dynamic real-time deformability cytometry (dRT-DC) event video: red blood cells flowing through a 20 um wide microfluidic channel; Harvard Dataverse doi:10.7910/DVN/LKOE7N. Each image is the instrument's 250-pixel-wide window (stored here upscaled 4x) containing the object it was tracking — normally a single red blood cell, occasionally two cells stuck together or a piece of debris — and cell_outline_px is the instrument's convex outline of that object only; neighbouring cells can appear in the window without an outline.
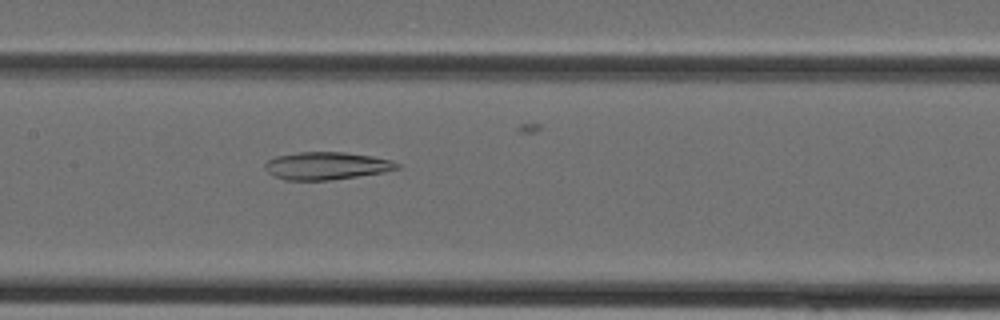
{"species": "Egyptian fruit bat (a non-hibernating species)", "species_latin": "Rousettus aegyptiacus", "temperature_condition": "cold", "stored_images_in_passage": 32, "camera_frame_rate_fps": 3000, "um_per_image_px": 0.085, "animal": {"sex": "female"}, "frame": {"image": 1, "passage_image": 19, "time_ms": 6.0, "image_size_px": [1000, 320], "cell_outline_px": [[400, 168], [384, 172], [332, 180], [284, 180], [268, 172], [264, 168], [264, 164], [268, 160], [276, 156], [296, 152], [344, 152], [372, 156], [392, 160], [400, 164]], "centroid_in_image_um": [27.76, 14.09], "position_along_channel_um": 179.6, "area_um2": 21.33}}
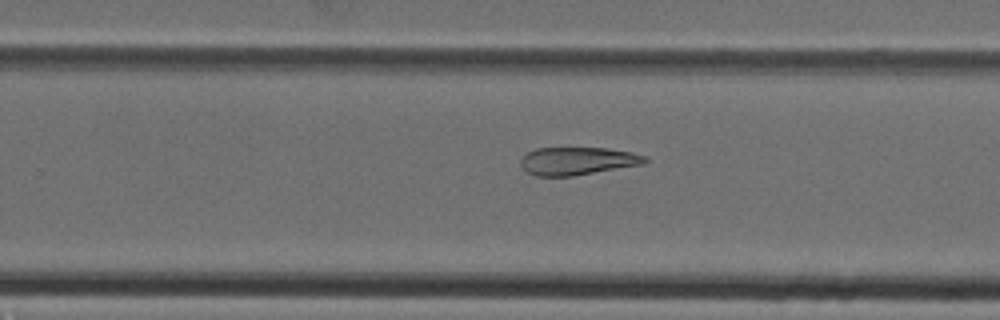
{"frame": {"image": 2, "passage_image": 25, "time_ms": 8.0, "image_size_px": [1000, 320], "cell_outline_px": [[648, 160], [644, 164], [572, 176], [536, 176], [528, 172], [520, 164], [520, 160], [528, 152], [536, 148], [608, 148], [632, 152], [648, 156]], "centroid_in_image_um": [49.12, 13.68], "position_along_channel_um": 280.7, "area_um2": 20.17}}
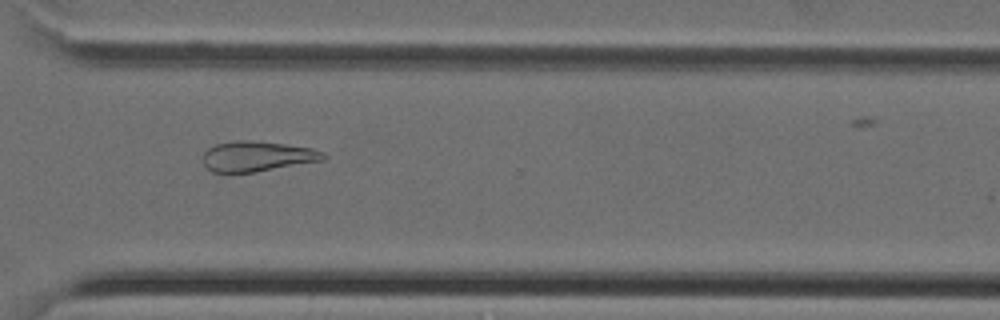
{"frame": {"image": 3, "passage_image": 29, "time_ms": 9.333, "image_size_px": [1000, 320], "cell_outline_px": [[328, 156], [324, 160], [252, 172], [212, 172], [204, 164], [204, 152], [208, 148], [216, 144], [236, 140], [256, 140], [312, 148], [324, 152]], "centroid_in_image_um": [21.88, 13.27], "position_along_channel_um": 348.7, "area_um2": 21.1}}